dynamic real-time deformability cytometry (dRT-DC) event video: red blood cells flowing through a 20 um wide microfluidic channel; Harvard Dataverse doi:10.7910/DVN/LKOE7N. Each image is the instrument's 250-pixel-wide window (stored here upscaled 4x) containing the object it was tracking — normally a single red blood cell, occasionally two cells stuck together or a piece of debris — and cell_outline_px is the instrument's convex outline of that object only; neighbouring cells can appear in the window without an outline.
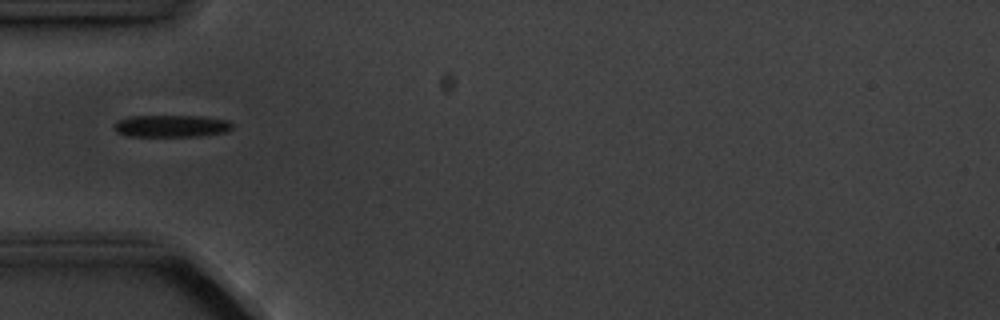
{"species": "common noctule bat (a hibernating species)", "species_latin": "Nyctalus noctula", "temperature_condition": "cold", "stored_images_in_passage": 5, "camera_frame_rate_fps": 3000, "um_per_image_px": 0.085, "animal": {"sex": "male", "body_mass_g": 20.1, "forearm_length_mm": 53.5}, "frame": {"image": 1, "passage_image": 2, "time_ms": 1.333, "image_size_px": [1000, 320], "cell_outline_px": [[232, 128], [228, 132], [200, 136], [124, 136], [116, 132], [112, 128], [112, 124], [116, 120], [128, 116], [200, 116], [228, 120], [232, 124]], "centroid_in_image_um": [14.5, 10.71], "position_along_channel_um": 70.5, "area_um2": 15.55}}
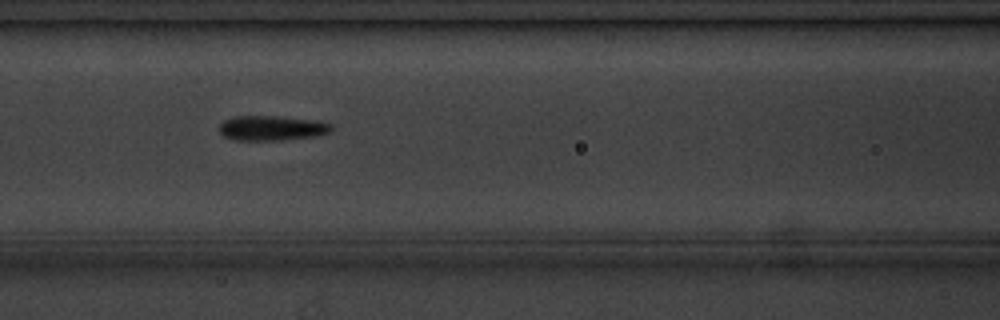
{"frame": {"image": 2, "passage_image": 4, "time_ms": 3.333, "image_size_px": [1000, 320], "cell_outline_px": [[332, 128], [328, 132], [316, 136], [280, 140], [236, 140], [224, 136], [220, 132], [220, 124], [224, 120], [236, 116], [276, 116], [320, 120], [332, 124]], "centroid_in_image_um": [23.12, 10.88], "position_along_channel_um": 143.5, "area_um2": 16.24}}